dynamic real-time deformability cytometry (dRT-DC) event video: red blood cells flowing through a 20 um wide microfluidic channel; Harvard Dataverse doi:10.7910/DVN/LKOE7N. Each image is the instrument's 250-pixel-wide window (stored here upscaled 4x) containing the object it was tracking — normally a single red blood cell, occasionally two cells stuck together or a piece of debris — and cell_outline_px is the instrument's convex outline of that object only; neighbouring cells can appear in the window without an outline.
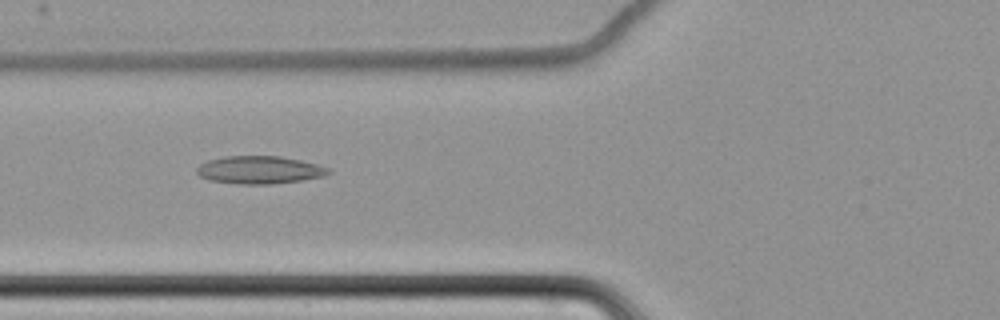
{"species": "common noctule bat (a hibernating species)", "species_latin": "Nyctalus noctula", "temperature_condition": "cold", "stored_images_in_passage": 62, "camera_frame_rate_fps": 3000, "um_per_image_px": 0.085, "animal": {"sex": "female", "body_mass_g": 22.7, "forearm_length_mm": 54.2}, "frame": {"image": 1, "passage_image": 26, "time_ms": 8.333, "image_size_px": [1000, 320], "cell_outline_px": [[332, 172], [324, 176], [300, 180], [272, 184], [236, 184], [208, 180], [200, 176], [196, 172], [196, 168], [200, 164], [208, 160], [224, 156], [280, 156], [300, 160], [316, 164], [328, 168]], "centroid_in_image_um": [22.02, 14.44], "position_along_channel_um": 103.8, "area_um2": 21.33}}
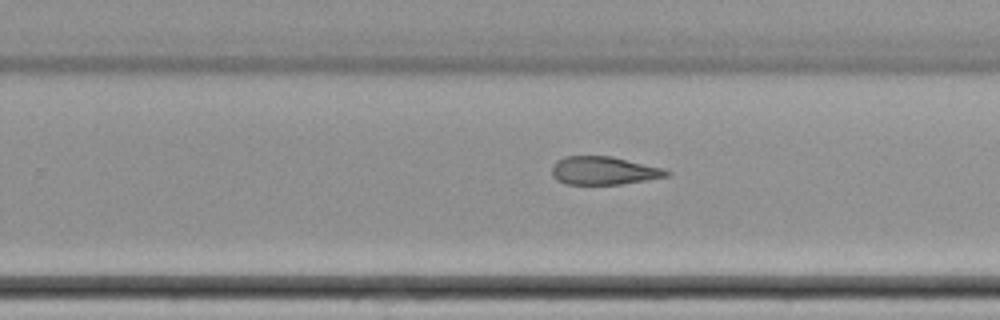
{"frame": {"image": 2, "passage_image": 41, "time_ms": 13.333, "image_size_px": [1000, 320], "cell_outline_px": [[672, 172], [668, 176], [648, 180], [620, 184], [564, 184], [556, 180], [552, 176], [552, 164], [556, 160], [564, 156], [612, 156], [664, 168]], "centroid_in_image_um": [51.31, 14.5], "position_along_channel_um": 278.5, "area_um2": 19.07}}
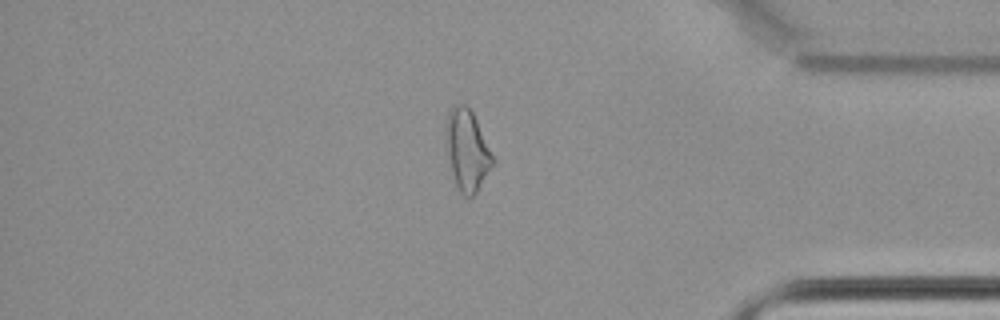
{"frame": {"image": 3, "passage_image": 53, "time_ms": 17.333, "image_size_px": [1000, 320], "cell_outline_px": [[496, 164], [476, 192], [472, 196], [464, 196], [456, 188], [452, 172], [444, 136], [444, 128], [448, 112], [456, 104], [468, 104], [476, 120]], "centroid_in_image_um": [39.69, 12.76], "position_along_channel_um": 395.5, "area_um2": 22.14}, "authors_computed_cell_mechanics": {"area_um2": 22.4842, "velocity_mm_per_s": 3.4929, "shape_relaxation_time_tau1_ms": null, "shape_relaxation_time_tau2_ms": 8.5587, "deformation_change_tau1": null, "deformation_change_tau2": 0.1878}}